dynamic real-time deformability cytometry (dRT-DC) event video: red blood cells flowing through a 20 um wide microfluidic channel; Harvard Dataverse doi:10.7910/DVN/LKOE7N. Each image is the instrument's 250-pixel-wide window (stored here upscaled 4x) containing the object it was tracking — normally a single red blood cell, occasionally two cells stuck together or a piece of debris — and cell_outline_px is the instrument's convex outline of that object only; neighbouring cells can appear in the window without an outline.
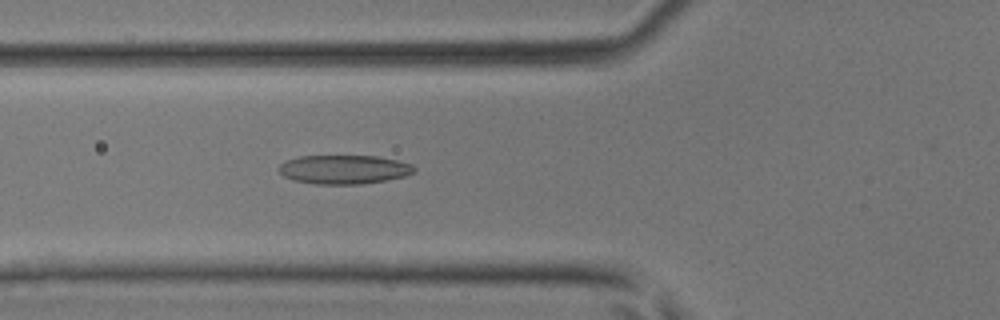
{"species": "common noctule bat (a hibernating species)", "species_latin": "Nyctalus noctula", "temperature_condition": "room temperature", "stored_images_in_passage": 35, "camera_frame_rate_fps": 3000, "um_per_image_px": 0.085, "animal": {"sex": "male", "body_mass_g": 17.9, "forearm_length_mm": 54.2}, "frame": {"image": 1, "passage_image": 8, "time_ms": 2.333, "image_size_px": [1000, 320], "cell_outline_px": [[416, 168], [412, 172], [404, 176], [384, 180], [360, 184], [312, 184], [292, 180], [284, 176], [276, 168], [284, 160], [300, 156], [376, 156], [396, 160], [412, 164]], "centroid_in_image_um": [29.17, 14.4], "position_along_channel_um": 96.6, "area_um2": 22.83}}
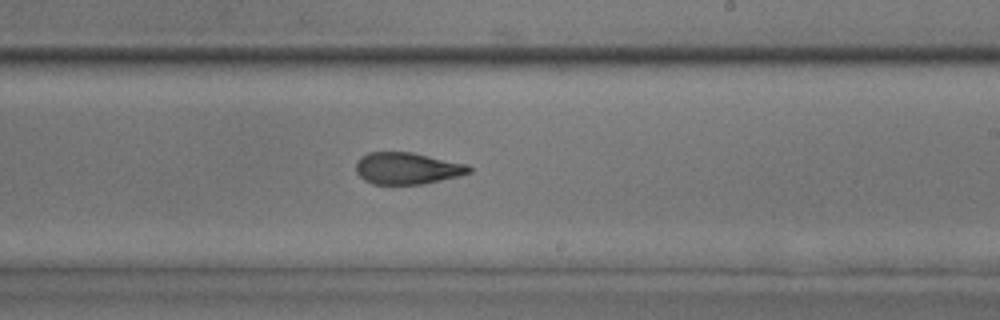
{"frame": {"image": 2, "passage_image": 18, "time_ms": 5.667, "image_size_px": [1000, 320], "cell_outline_px": [[472, 172], [424, 184], [372, 184], [364, 180], [356, 172], [356, 164], [360, 156], [368, 152], [412, 152], [468, 164], [472, 168]], "centroid_in_image_um": [34.6, 14.3], "position_along_channel_um": 254.4, "area_um2": 20.98}}
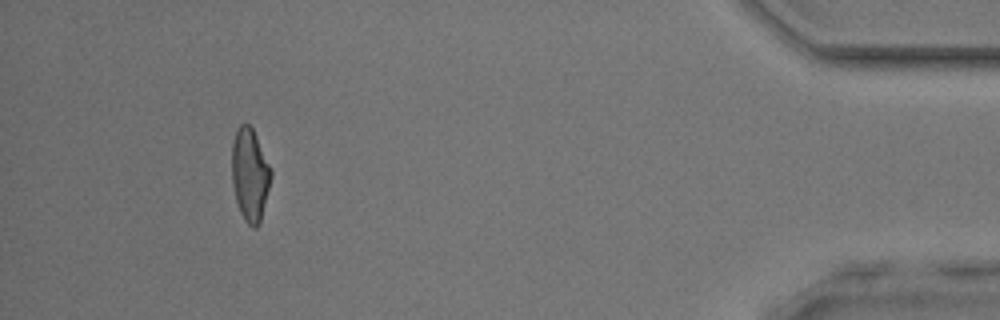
{"frame": {"image": 3, "passage_image": 32, "time_ms": 10.333, "image_size_px": [1000, 320], "cell_outline_px": [[272, 176], [260, 224], [256, 228], [252, 228], [244, 220], [240, 212], [236, 200], [232, 184], [232, 144], [236, 128], [240, 124], [248, 124], [252, 128], [256, 136], [272, 172]], "centroid_in_image_um": [21.23, 14.88], "position_along_channel_um": 414.0, "area_um2": 21.15}}